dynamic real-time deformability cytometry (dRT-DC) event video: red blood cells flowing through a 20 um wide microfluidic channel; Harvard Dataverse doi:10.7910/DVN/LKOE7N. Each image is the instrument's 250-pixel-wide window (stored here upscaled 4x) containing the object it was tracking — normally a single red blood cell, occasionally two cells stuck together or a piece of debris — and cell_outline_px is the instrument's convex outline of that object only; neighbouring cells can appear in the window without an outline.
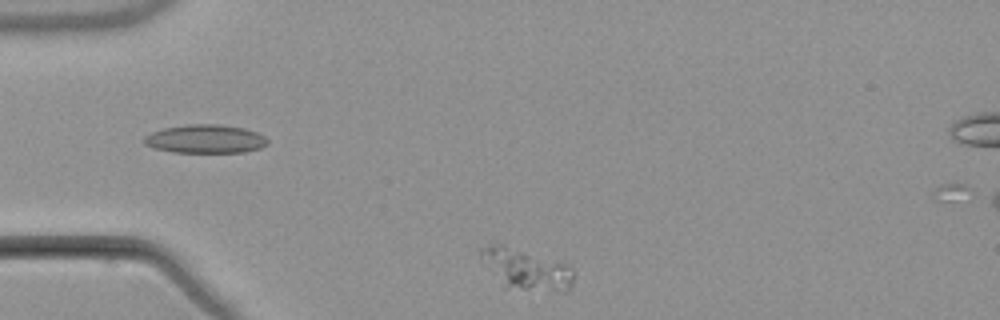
{"species": "common noctule bat (a hibernating species)", "species_latin": "Nyctalus noctula", "temperature_condition": "warm", "stored_images_in_passage": 4, "camera_frame_rate_fps": 3000, "um_per_image_px": 0.085, "animal": {"sex": "male", "body_mass_g": 21.5, "forearm_length_mm": 52.0}, "frame": {"image": 1, "passage_image": 4, "time_ms": 3.667, "image_size_px": [1000, 320], "cell_outline_px": [[572, 284], [564, 292], [504, 288], [480, 256], [480, 248], [488, 244], [504, 244], [560, 260], [572, 264]], "centroid_in_image_um": [44.76, 22.86], "position_along_channel_um": 40.2, "area_um2": 22.43}}